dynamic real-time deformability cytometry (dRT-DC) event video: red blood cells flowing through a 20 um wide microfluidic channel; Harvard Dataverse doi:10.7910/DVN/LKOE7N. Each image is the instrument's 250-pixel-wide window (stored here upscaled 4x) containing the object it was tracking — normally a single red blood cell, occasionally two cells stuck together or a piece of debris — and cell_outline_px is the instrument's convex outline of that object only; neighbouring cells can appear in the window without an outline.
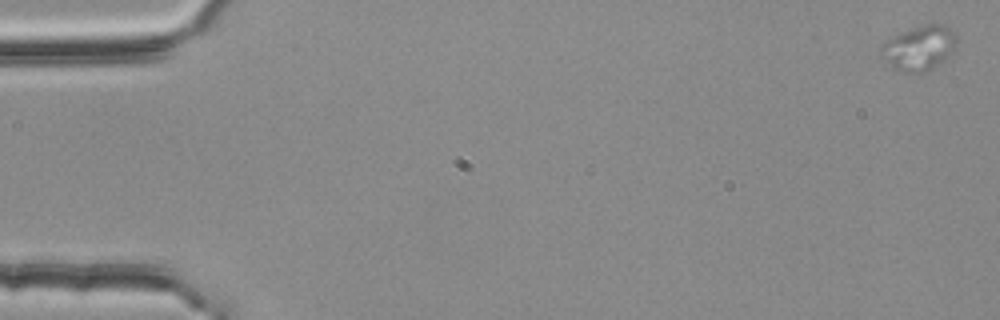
{"species": "common noctule bat (a hibernating species)", "species_latin": "Nyctalus noctula", "temperature_condition": "room temperature", "stored_images_in_passage": 6, "camera_frame_rate_fps": 3000, "um_per_image_px": 0.085, "animal": {"sex": "female", "body_mass_g": 25.1}, "frame": {"image": 1, "passage_image": 1, "time_ms": 0.0, "image_size_px": [1000, 320], "cell_outline_px": [[960, 40], [956, 48], [940, 64], [924, 72], [904, 72], [892, 68], [880, 56], [880, 48], [888, 40], [900, 32], [924, 24], [944, 24], [956, 32]], "centroid_in_image_um": [78.18, 4.07], "position_along_channel_um": 6.8, "area_um2": 20.0}}